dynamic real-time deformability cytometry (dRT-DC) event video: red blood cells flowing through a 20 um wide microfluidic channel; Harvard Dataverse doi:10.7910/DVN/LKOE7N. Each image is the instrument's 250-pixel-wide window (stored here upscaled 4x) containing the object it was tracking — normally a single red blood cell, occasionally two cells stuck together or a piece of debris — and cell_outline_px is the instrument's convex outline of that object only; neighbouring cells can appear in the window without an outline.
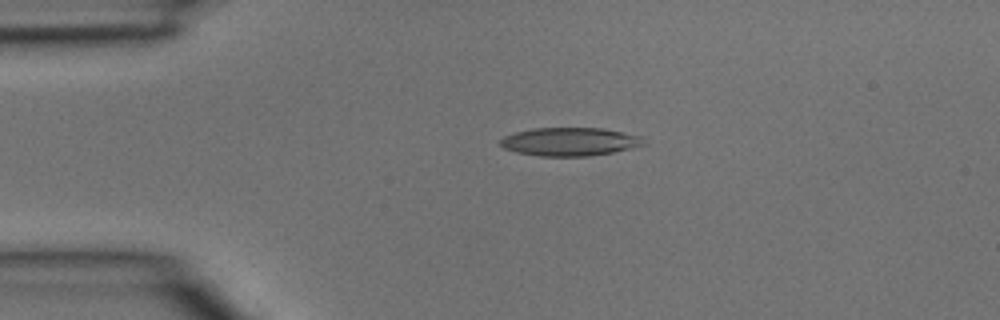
{"species": "common noctule bat (a hibernating species)", "species_latin": "Nyctalus noctula", "temperature_condition": "room temperature", "stored_images_in_passage": 2, "camera_frame_rate_fps": 3000, "um_per_image_px": 0.085, "animal": {"sex": "male", "body_mass_g": 15.6}, "frame": {"image": 1, "passage_image": 1, "time_ms": 0.0, "image_size_px": [1000, 320], "cell_outline_px": [[648, 144], [612, 152], [588, 156], [540, 156], [516, 152], [504, 148], [500, 144], [500, 140], [504, 136], [516, 132], [532, 128], [604, 128], [644, 136]], "centroid_in_image_um": [48.49, 12.03], "position_along_channel_um": 36.5, "area_um2": 23.81}}